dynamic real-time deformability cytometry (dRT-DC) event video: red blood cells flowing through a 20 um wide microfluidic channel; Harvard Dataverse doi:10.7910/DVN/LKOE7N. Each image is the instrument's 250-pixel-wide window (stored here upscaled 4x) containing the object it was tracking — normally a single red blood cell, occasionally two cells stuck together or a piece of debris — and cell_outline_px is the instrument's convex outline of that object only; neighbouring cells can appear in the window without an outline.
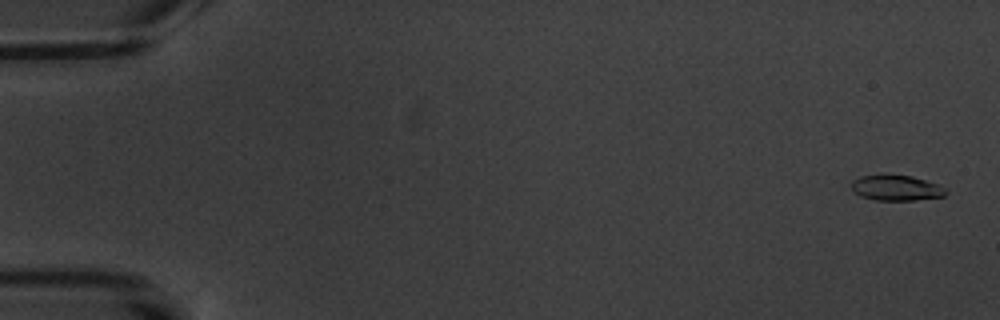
{"species": "common noctule bat (a hibernating species)", "species_latin": "Nyctalus noctula", "temperature_condition": "warm", "stored_images_in_passage": 6, "camera_frame_rate_fps": 3000, "um_per_image_px": 0.085, "animal": {"sex": "male", "body_mass_g": 20.1, "forearm_length_mm": 53.5}, "frame": {"image": 1, "passage_image": 1, "time_ms": 0.0, "image_size_px": [1000, 320], "cell_outline_px": [[948, 192], [944, 196], [916, 200], [876, 200], [860, 196], [852, 192], [852, 180], [860, 176], [912, 176], [936, 184], [944, 188]], "centroid_in_image_um": [76.16, 15.99], "position_along_channel_um": 8.8, "area_um2": 13.7}}
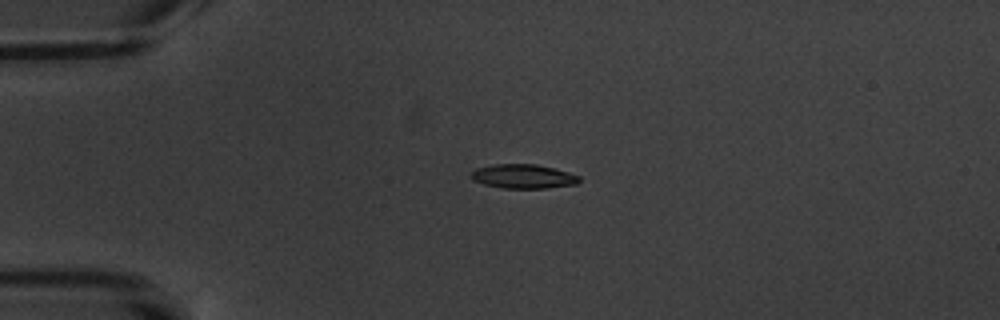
{"frame": {"image": 2, "passage_image": 4, "time_ms": 4.333, "image_size_px": [1000, 320], "cell_outline_px": [[580, 180], [576, 184], [544, 188], [504, 188], [484, 184], [472, 180], [468, 176], [476, 168], [492, 164], [536, 164], [568, 172], [580, 176]], "centroid_in_image_um": [44.43, 14.98], "position_along_channel_um": 40.6, "area_um2": 15.2}}